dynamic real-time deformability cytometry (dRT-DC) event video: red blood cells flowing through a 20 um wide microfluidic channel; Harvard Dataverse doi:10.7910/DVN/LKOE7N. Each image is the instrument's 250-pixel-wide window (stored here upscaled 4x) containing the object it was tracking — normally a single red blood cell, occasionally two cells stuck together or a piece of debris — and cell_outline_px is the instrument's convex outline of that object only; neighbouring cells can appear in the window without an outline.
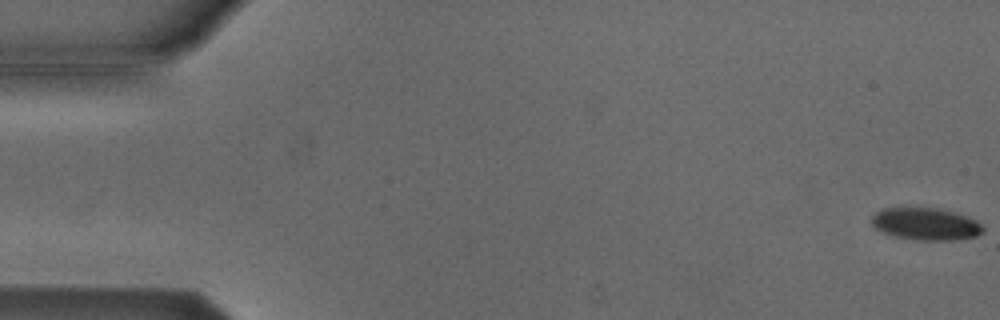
{"species": "Egyptian fruit bat (a non-hibernating species)", "species_latin": "Rousettus aegyptiacus", "temperature_condition": "cold", "stored_images_in_passage": 54, "camera_frame_rate_fps": 3000, "um_per_image_px": 0.085, "animal": {"sex": "male"}, "frame": {"image": 1, "passage_image": 1, "time_ms": 0.0, "image_size_px": [1000, 320], "cell_outline_px": [[984, 232], [976, 236], [956, 240], [920, 240], [896, 236], [884, 232], [876, 228], [872, 224], [872, 216], [876, 212], [884, 208], [940, 208], [956, 212], [968, 216], [976, 220], [984, 228]], "centroid_in_image_um": [78.74, 19.03], "position_along_channel_um": 6.3, "area_um2": 20.87}}
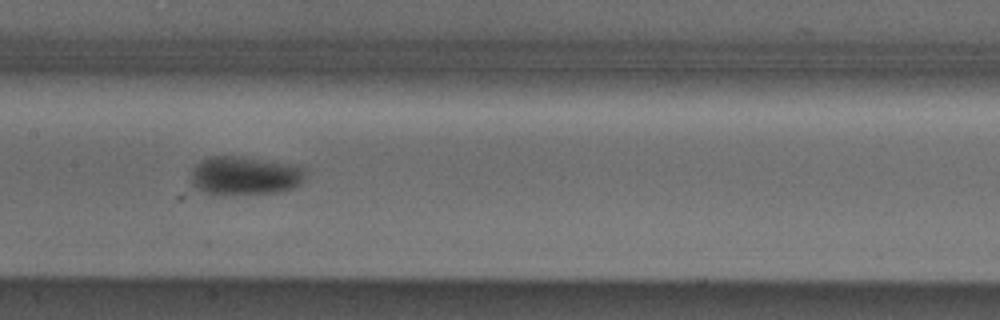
{"frame": {"image": 2, "passage_image": 27, "time_ms": 8.667, "image_size_px": [1000, 320], "cell_outline_px": [[308, 168], [304, 180], [300, 184], [292, 188], [276, 192], [216, 196], [204, 192], [196, 188], [192, 184], [192, 168], [200, 160], [212, 156], [236, 156], [300, 164]], "centroid_in_image_um": [20.85, 14.93], "position_along_channel_um": 186.5, "area_um2": 26.47}}
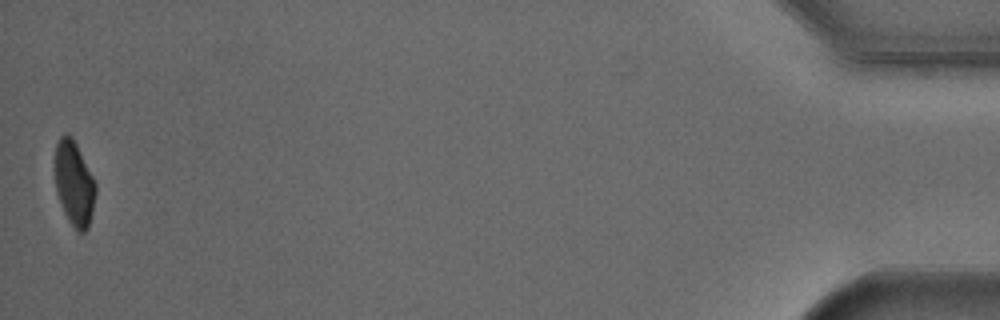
{"frame": {"image": 3, "passage_image": 54, "time_ms": 17.667, "image_size_px": [1000, 320], "cell_outline_px": [[96, 192], [92, 212], [88, 228], [84, 232], [76, 232], [68, 220], [64, 212], [56, 192], [56, 144], [60, 136], [72, 136], [96, 184]], "centroid_in_image_um": [6.31, 15.65], "position_along_channel_um": 428.9, "area_um2": 19.65}, "authors_computed_cell_mechanics": {"area_um2": 23.0622, "velocity_mm_per_s": 3.7955, "shape_relaxation_time_tau1_ms": 4.5436, "shape_relaxation_time_tau2_ms": null, "deformation_change_tau1": 0.1149, "deformation_change_tau2": null}}